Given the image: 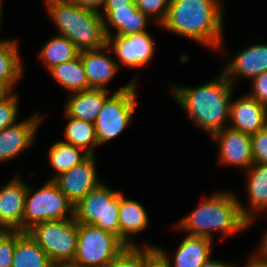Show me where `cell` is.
<instances>
[{"label":"cell","mask_w":267,"mask_h":267,"mask_svg":"<svg viewBox=\"0 0 267 267\" xmlns=\"http://www.w3.org/2000/svg\"><path fill=\"white\" fill-rule=\"evenodd\" d=\"M222 12L219 0H170L167 16L160 25L220 51L223 50Z\"/></svg>","instance_id":"obj_1"},{"label":"cell","mask_w":267,"mask_h":267,"mask_svg":"<svg viewBox=\"0 0 267 267\" xmlns=\"http://www.w3.org/2000/svg\"><path fill=\"white\" fill-rule=\"evenodd\" d=\"M233 84L222 73L220 78L197 87H172L176 102L189 118L210 136L227 128ZM228 119V120H227Z\"/></svg>","instance_id":"obj_2"},{"label":"cell","mask_w":267,"mask_h":267,"mask_svg":"<svg viewBox=\"0 0 267 267\" xmlns=\"http://www.w3.org/2000/svg\"><path fill=\"white\" fill-rule=\"evenodd\" d=\"M177 226V227H176ZM175 228L189 235L212 239L213 230L223 232L222 238L247 228L248 220L240 209V201L228 192H217L209 196L191 213L182 218Z\"/></svg>","instance_id":"obj_3"},{"label":"cell","mask_w":267,"mask_h":267,"mask_svg":"<svg viewBox=\"0 0 267 267\" xmlns=\"http://www.w3.org/2000/svg\"><path fill=\"white\" fill-rule=\"evenodd\" d=\"M46 3L58 34L68 38L80 52L107 45L101 12L80 7L72 0H46Z\"/></svg>","instance_id":"obj_4"},{"label":"cell","mask_w":267,"mask_h":267,"mask_svg":"<svg viewBox=\"0 0 267 267\" xmlns=\"http://www.w3.org/2000/svg\"><path fill=\"white\" fill-rule=\"evenodd\" d=\"M27 233L54 264L74 260L78 241V222L74 216L39 223L30 228Z\"/></svg>","instance_id":"obj_5"},{"label":"cell","mask_w":267,"mask_h":267,"mask_svg":"<svg viewBox=\"0 0 267 267\" xmlns=\"http://www.w3.org/2000/svg\"><path fill=\"white\" fill-rule=\"evenodd\" d=\"M27 187L22 217V232L33 226L50 221L67 219V212L74 216V206L62 193L54 180L47 181L37 191Z\"/></svg>","instance_id":"obj_6"},{"label":"cell","mask_w":267,"mask_h":267,"mask_svg":"<svg viewBox=\"0 0 267 267\" xmlns=\"http://www.w3.org/2000/svg\"><path fill=\"white\" fill-rule=\"evenodd\" d=\"M125 247L114 233L78 223L77 249L72 263L80 267H106Z\"/></svg>","instance_id":"obj_7"},{"label":"cell","mask_w":267,"mask_h":267,"mask_svg":"<svg viewBox=\"0 0 267 267\" xmlns=\"http://www.w3.org/2000/svg\"><path fill=\"white\" fill-rule=\"evenodd\" d=\"M119 194L111 187L99 183L74 206L78 223L94 225L119 237Z\"/></svg>","instance_id":"obj_8"},{"label":"cell","mask_w":267,"mask_h":267,"mask_svg":"<svg viewBox=\"0 0 267 267\" xmlns=\"http://www.w3.org/2000/svg\"><path fill=\"white\" fill-rule=\"evenodd\" d=\"M136 82L133 79L105 100L94 123L99 146L118 136L132 120L136 106Z\"/></svg>","instance_id":"obj_9"},{"label":"cell","mask_w":267,"mask_h":267,"mask_svg":"<svg viewBox=\"0 0 267 267\" xmlns=\"http://www.w3.org/2000/svg\"><path fill=\"white\" fill-rule=\"evenodd\" d=\"M154 40L146 31L128 36L107 37V45L127 68L141 67L147 64L155 51ZM113 44V45H112ZM113 50V51H112Z\"/></svg>","instance_id":"obj_10"},{"label":"cell","mask_w":267,"mask_h":267,"mask_svg":"<svg viewBox=\"0 0 267 267\" xmlns=\"http://www.w3.org/2000/svg\"><path fill=\"white\" fill-rule=\"evenodd\" d=\"M94 161V155H89L80 164L54 179L73 206L100 183Z\"/></svg>","instance_id":"obj_11"},{"label":"cell","mask_w":267,"mask_h":267,"mask_svg":"<svg viewBox=\"0 0 267 267\" xmlns=\"http://www.w3.org/2000/svg\"><path fill=\"white\" fill-rule=\"evenodd\" d=\"M211 137L218 143L221 165L241 168H250L253 165L251 135L227 127Z\"/></svg>","instance_id":"obj_12"},{"label":"cell","mask_w":267,"mask_h":267,"mask_svg":"<svg viewBox=\"0 0 267 267\" xmlns=\"http://www.w3.org/2000/svg\"><path fill=\"white\" fill-rule=\"evenodd\" d=\"M27 186L18 176L0 188V228L22 231Z\"/></svg>","instance_id":"obj_13"},{"label":"cell","mask_w":267,"mask_h":267,"mask_svg":"<svg viewBox=\"0 0 267 267\" xmlns=\"http://www.w3.org/2000/svg\"><path fill=\"white\" fill-rule=\"evenodd\" d=\"M43 116L34 114L0 131V162L12 160L33 143Z\"/></svg>","instance_id":"obj_14"},{"label":"cell","mask_w":267,"mask_h":267,"mask_svg":"<svg viewBox=\"0 0 267 267\" xmlns=\"http://www.w3.org/2000/svg\"><path fill=\"white\" fill-rule=\"evenodd\" d=\"M103 8L105 14L101 13L100 16L103 18L106 37L112 35L109 26L117 30L114 36L146 32L149 17L137 8L135 1L128 6Z\"/></svg>","instance_id":"obj_15"},{"label":"cell","mask_w":267,"mask_h":267,"mask_svg":"<svg viewBox=\"0 0 267 267\" xmlns=\"http://www.w3.org/2000/svg\"><path fill=\"white\" fill-rule=\"evenodd\" d=\"M229 119L230 128L253 135L267 124V107L246 94L230 102Z\"/></svg>","instance_id":"obj_16"},{"label":"cell","mask_w":267,"mask_h":267,"mask_svg":"<svg viewBox=\"0 0 267 267\" xmlns=\"http://www.w3.org/2000/svg\"><path fill=\"white\" fill-rule=\"evenodd\" d=\"M108 49L109 46L105 45L100 49L85 50L79 53L90 88L106 89V85L118 72L119 65L115 62L116 60L108 56Z\"/></svg>","instance_id":"obj_17"},{"label":"cell","mask_w":267,"mask_h":267,"mask_svg":"<svg viewBox=\"0 0 267 267\" xmlns=\"http://www.w3.org/2000/svg\"><path fill=\"white\" fill-rule=\"evenodd\" d=\"M267 71V44H256L242 50L224 69V76L233 84V77L254 78ZM236 75V76H235ZM233 76V77H232Z\"/></svg>","instance_id":"obj_18"},{"label":"cell","mask_w":267,"mask_h":267,"mask_svg":"<svg viewBox=\"0 0 267 267\" xmlns=\"http://www.w3.org/2000/svg\"><path fill=\"white\" fill-rule=\"evenodd\" d=\"M212 239L187 235L179 244L174 256V267H199L210 259ZM155 249L170 263L169 256L161 248Z\"/></svg>","instance_id":"obj_19"},{"label":"cell","mask_w":267,"mask_h":267,"mask_svg":"<svg viewBox=\"0 0 267 267\" xmlns=\"http://www.w3.org/2000/svg\"><path fill=\"white\" fill-rule=\"evenodd\" d=\"M118 220L119 239L126 246H136L137 244L129 239L130 235L142 232L149 224L148 215L143 205L135 200L126 199L120 192Z\"/></svg>","instance_id":"obj_20"},{"label":"cell","mask_w":267,"mask_h":267,"mask_svg":"<svg viewBox=\"0 0 267 267\" xmlns=\"http://www.w3.org/2000/svg\"><path fill=\"white\" fill-rule=\"evenodd\" d=\"M108 91L109 89L91 88L74 92V95L65 105V114L69 117L95 123L105 100L109 97Z\"/></svg>","instance_id":"obj_21"},{"label":"cell","mask_w":267,"mask_h":267,"mask_svg":"<svg viewBox=\"0 0 267 267\" xmlns=\"http://www.w3.org/2000/svg\"><path fill=\"white\" fill-rule=\"evenodd\" d=\"M248 187L250 208L246 209L240 203V209L243 216L248 220V225L251 224L258 211H267V164H253L249 169ZM251 209V210H250Z\"/></svg>","instance_id":"obj_22"},{"label":"cell","mask_w":267,"mask_h":267,"mask_svg":"<svg viewBox=\"0 0 267 267\" xmlns=\"http://www.w3.org/2000/svg\"><path fill=\"white\" fill-rule=\"evenodd\" d=\"M44 250L27 233L16 231V247L12 267H53Z\"/></svg>","instance_id":"obj_23"},{"label":"cell","mask_w":267,"mask_h":267,"mask_svg":"<svg viewBox=\"0 0 267 267\" xmlns=\"http://www.w3.org/2000/svg\"><path fill=\"white\" fill-rule=\"evenodd\" d=\"M49 72L70 93L91 89L80 55L70 61L52 67Z\"/></svg>","instance_id":"obj_24"},{"label":"cell","mask_w":267,"mask_h":267,"mask_svg":"<svg viewBox=\"0 0 267 267\" xmlns=\"http://www.w3.org/2000/svg\"><path fill=\"white\" fill-rule=\"evenodd\" d=\"M66 117L69 119L64 133L67 141L63 142L79 147L81 150L86 149V153L94 155V149L98 146L95 124L67 115Z\"/></svg>","instance_id":"obj_25"},{"label":"cell","mask_w":267,"mask_h":267,"mask_svg":"<svg viewBox=\"0 0 267 267\" xmlns=\"http://www.w3.org/2000/svg\"><path fill=\"white\" fill-rule=\"evenodd\" d=\"M17 44L14 40L0 41V80L11 89L23 73Z\"/></svg>","instance_id":"obj_26"},{"label":"cell","mask_w":267,"mask_h":267,"mask_svg":"<svg viewBox=\"0 0 267 267\" xmlns=\"http://www.w3.org/2000/svg\"><path fill=\"white\" fill-rule=\"evenodd\" d=\"M80 51L65 36L57 35L51 38L40 50L39 56L44 60L47 69L70 61L79 55Z\"/></svg>","instance_id":"obj_27"},{"label":"cell","mask_w":267,"mask_h":267,"mask_svg":"<svg viewBox=\"0 0 267 267\" xmlns=\"http://www.w3.org/2000/svg\"><path fill=\"white\" fill-rule=\"evenodd\" d=\"M80 149L81 148L63 141H58L50 147L49 161L52 167L57 171L56 175H53L51 180H54L60 174L80 164L89 156L85 150L80 154Z\"/></svg>","instance_id":"obj_28"},{"label":"cell","mask_w":267,"mask_h":267,"mask_svg":"<svg viewBox=\"0 0 267 267\" xmlns=\"http://www.w3.org/2000/svg\"><path fill=\"white\" fill-rule=\"evenodd\" d=\"M145 246H126L106 267H145Z\"/></svg>","instance_id":"obj_29"},{"label":"cell","mask_w":267,"mask_h":267,"mask_svg":"<svg viewBox=\"0 0 267 267\" xmlns=\"http://www.w3.org/2000/svg\"><path fill=\"white\" fill-rule=\"evenodd\" d=\"M140 9L149 18L153 17L157 24H161L168 13L170 0H134Z\"/></svg>","instance_id":"obj_30"},{"label":"cell","mask_w":267,"mask_h":267,"mask_svg":"<svg viewBox=\"0 0 267 267\" xmlns=\"http://www.w3.org/2000/svg\"><path fill=\"white\" fill-rule=\"evenodd\" d=\"M16 247V231L0 233V267H12Z\"/></svg>","instance_id":"obj_31"},{"label":"cell","mask_w":267,"mask_h":267,"mask_svg":"<svg viewBox=\"0 0 267 267\" xmlns=\"http://www.w3.org/2000/svg\"><path fill=\"white\" fill-rule=\"evenodd\" d=\"M18 111L17 95L14 93L0 101V131L17 122Z\"/></svg>","instance_id":"obj_32"},{"label":"cell","mask_w":267,"mask_h":267,"mask_svg":"<svg viewBox=\"0 0 267 267\" xmlns=\"http://www.w3.org/2000/svg\"><path fill=\"white\" fill-rule=\"evenodd\" d=\"M253 164H267V124L251 135Z\"/></svg>","instance_id":"obj_33"},{"label":"cell","mask_w":267,"mask_h":267,"mask_svg":"<svg viewBox=\"0 0 267 267\" xmlns=\"http://www.w3.org/2000/svg\"><path fill=\"white\" fill-rule=\"evenodd\" d=\"M252 92L248 95L267 107V71L252 78Z\"/></svg>","instance_id":"obj_34"},{"label":"cell","mask_w":267,"mask_h":267,"mask_svg":"<svg viewBox=\"0 0 267 267\" xmlns=\"http://www.w3.org/2000/svg\"><path fill=\"white\" fill-rule=\"evenodd\" d=\"M145 267H170L169 262L155 249V246H145Z\"/></svg>","instance_id":"obj_35"},{"label":"cell","mask_w":267,"mask_h":267,"mask_svg":"<svg viewBox=\"0 0 267 267\" xmlns=\"http://www.w3.org/2000/svg\"><path fill=\"white\" fill-rule=\"evenodd\" d=\"M78 6L99 11V7L104 5L105 0H72Z\"/></svg>","instance_id":"obj_36"},{"label":"cell","mask_w":267,"mask_h":267,"mask_svg":"<svg viewBox=\"0 0 267 267\" xmlns=\"http://www.w3.org/2000/svg\"><path fill=\"white\" fill-rule=\"evenodd\" d=\"M261 248L259 249V252L252 256L259 262H262L264 264H267V232L264 235V238H262Z\"/></svg>","instance_id":"obj_37"},{"label":"cell","mask_w":267,"mask_h":267,"mask_svg":"<svg viewBox=\"0 0 267 267\" xmlns=\"http://www.w3.org/2000/svg\"><path fill=\"white\" fill-rule=\"evenodd\" d=\"M134 0H105L102 7H121L132 4Z\"/></svg>","instance_id":"obj_38"},{"label":"cell","mask_w":267,"mask_h":267,"mask_svg":"<svg viewBox=\"0 0 267 267\" xmlns=\"http://www.w3.org/2000/svg\"><path fill=\"white\" fill-rule=\"evenodd\" d=\"M234 262H232V264H226L220 261H216V260H212L211 258L205 262L204 264H202L199 267H237L234 265Z\"/></svg>","instance_id":"obj_39"},{"label":"cell","mask_w":267,"mask_h":267,"mask_svg":"<svg viewBox=\"0 0 267 267\" xmlns=\"http://www.w3.org/2000/svg\"><path fill=\"white\" fill-rule=\"evenodd\" d=\"M11 88L0 80V101L4 100L11 94Z\"/></svg>","instance_id":"obj_40"},{"label":"cell","mask_w":267,"mask_h":267,"mask_svg":"<svg viewBox=\"0 0 267 267\" xmlns=\"http://www.w3.org/2000/svg\"><path fill=\"white\" fill-rule=\"evenodd\" d=\"M244 267H267V264L257 261L253 256Z\"/></svg>","instance_id":"obj_41"},{"label":"cell","mask_w":267,"mask_h":267,"mask_svg":"<svg viewBox=\"0 0 267 267\" xmlns=\"http://www.w3.org/2000/svg\"><path fill=\"white\" fill-rule=\"evenodd\" d=\"M53 267H80V266L73 264L72 262H68V263H55Z\"/></svg>","instance_id":"obj_42"},{"label":"cell","mask_w":267,"mask_h":267,"mask_svg":"<svg viewBox=\"0 0 267 267\" xmlns=\"http://www.w3.org/2000/svg\"><path fill=\"white\" fill-rule=\"evenodd\" d=\"M1 12H2V0H0V20H1V16H2Z\"/></svg>","instance_id":"obj_43"}]
</instances>
